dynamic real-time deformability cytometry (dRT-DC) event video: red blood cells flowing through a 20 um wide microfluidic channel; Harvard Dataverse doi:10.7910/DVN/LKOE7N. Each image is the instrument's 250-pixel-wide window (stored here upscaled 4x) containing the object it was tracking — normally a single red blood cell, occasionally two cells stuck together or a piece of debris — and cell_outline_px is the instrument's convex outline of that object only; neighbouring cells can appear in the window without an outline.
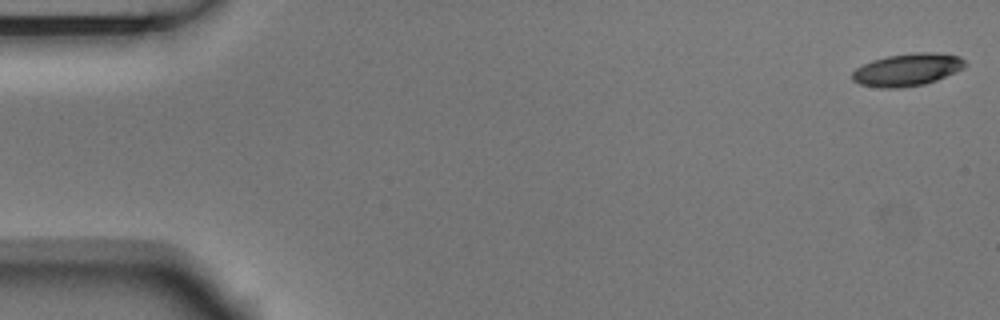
{"species": "Egyptian fruit bat (a non-hibernating species)", "species_latin": "Rousettus aegyptiacus", "temperature_condition": "room temperature", "stored_images_in_passage": 6, "camera_frame_rate_fps": 3000, "um_per_image_px": 0.085, "animal": {"sex": "male"}, "frame": {"image": 1, "passage_image": 1, "time_ms": 0.0, "image_size_px": [1000, 320], "cell_outline_px": [[968, 64], [964, 68], [936, 80], [924, 84], [900, 88], [880, 88], [860, 84], [852, 80], [852, 72], [856, 68], [872, 60], [888, 56], [920, 52], [928, 52], [960, 56]], "centroid_in_image_um": [77.12, 5.93], "position_along_channel_um": 7.9, "area_um2": 21.21}}
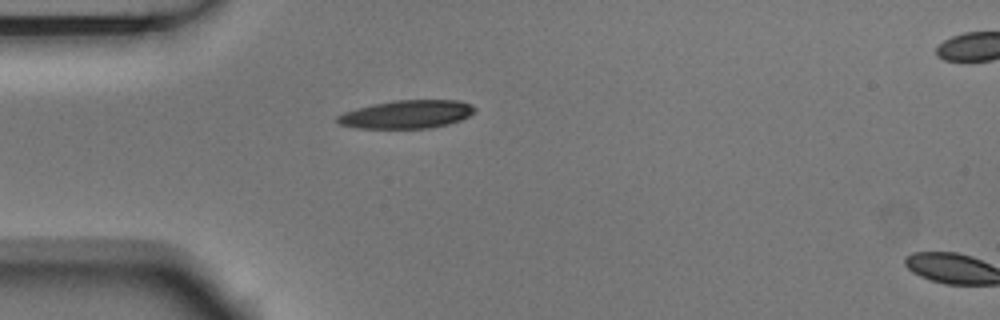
{"frame": {"image": 2, "passage_image": 5, "time_ms": 1.333, "image_size_px": [1000, 320], "cell_outline_px": [[476, 112], [460, 120], [448, 124], [428, 128], [356, 128], [340, 124], [336, 120], [336, 116], [344, 112], [356, 108], [372, 104], [396, 100], [456, 100], [472, 104], [476, 108]], "centroid_in_image_um": [34.58, 9.71], "position_along_channel_um": 50.4, "area_um2": 22.6}}